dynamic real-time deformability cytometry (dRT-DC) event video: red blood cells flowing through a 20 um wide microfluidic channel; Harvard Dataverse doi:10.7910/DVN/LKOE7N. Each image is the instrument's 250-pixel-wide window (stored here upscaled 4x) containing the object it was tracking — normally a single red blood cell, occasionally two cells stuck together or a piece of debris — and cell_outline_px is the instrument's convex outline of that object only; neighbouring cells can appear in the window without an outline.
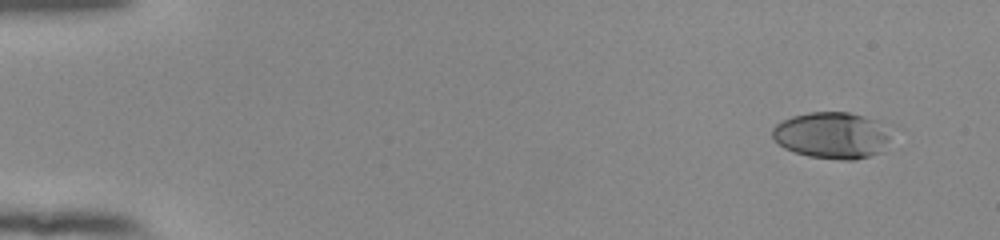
{"species": "human", "species_latin": "Homo sapiens", "temperature_condition": "room temperature", "stored_images_in_passage": 51, "camera_frame_rate_fps": 3000, "um_per_image_px": 0.085, "donor": {"sex": "female"}, "frame": {"image": 1, "passage_image": 1, "time_ms": 0.0, "image_size_px": [1000, 240], "cell_outline_px": [[892, 132], [884, 152], [856, 160], [840, 160], [808, 156], [784, 148], [772, 136], [772, 128], [776, 124], [792, 116], [808, 112], [848, 112], [864, 116], [876, 120]], "centroid_in_image_um": [70.76, 11.51], "position_along_channel_um": 14.2, "area_um2": 32.43}}
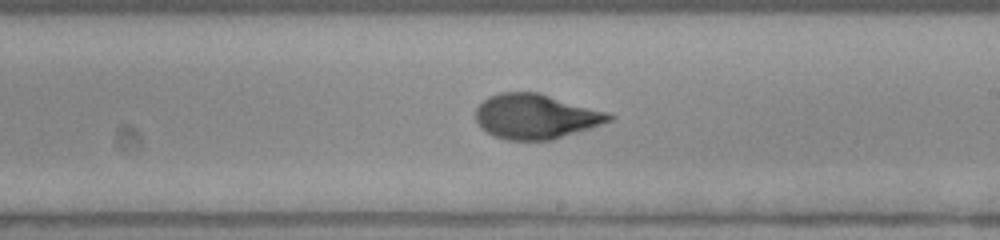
{"frame": {"image": 2, "passage_image": 30, "time_ms": 9.667, "image_size_px": [1000, 240], "cell_outline_px": [[616, 116], [612, 120], [552, 140], [508, 140], [492, 136], [480, 128], [476, 120], [476, 108], [488, 96], [500, 92], [540, 92], [608, 112]], "centroid_in_image_um": [45.51, 9.89], "position_along_channel_um": 243.5, "area_um2": 34.97}}
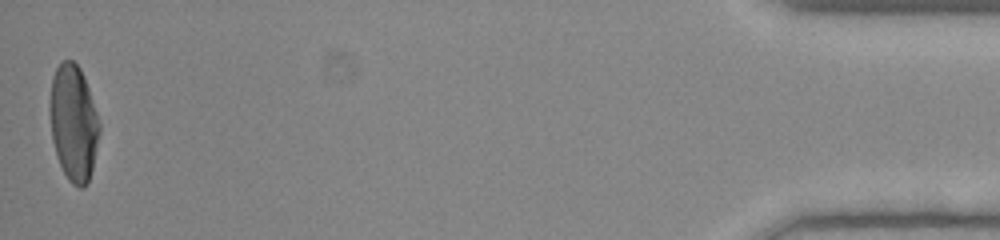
{"frame": {"image": 3, "passage_image": 51, "time_ms": 16.667, "image_size_px": [1000, 240], "cell_outline_px": [[100, 132], [92, 168], [88, 180], [84, 188], [80, 188], [72, 184], [68, 180], [56, 156], [52, 140], [48, 108], [48, 104], [52, 76], [56, 68], [64, 60], [72, 60], [80, 68], [84, 76], [100, 124]], "centroid_in_image_um": [6.22, 10.44], "position_along_channel_um": 429.0, "area_um2": 33.7}, "authors_computed_cell_mechanics": {"area_um2": 33.813, "velocity_mm_per_s": 3.8745, "shape_relaxation_time_tau1_ms": 3.5824, "shape_relaxation_time_tau2_ms": 0.8061, "deformation_change_tau1": 0.2111, "deformation_change_tau2": 0.0643}}